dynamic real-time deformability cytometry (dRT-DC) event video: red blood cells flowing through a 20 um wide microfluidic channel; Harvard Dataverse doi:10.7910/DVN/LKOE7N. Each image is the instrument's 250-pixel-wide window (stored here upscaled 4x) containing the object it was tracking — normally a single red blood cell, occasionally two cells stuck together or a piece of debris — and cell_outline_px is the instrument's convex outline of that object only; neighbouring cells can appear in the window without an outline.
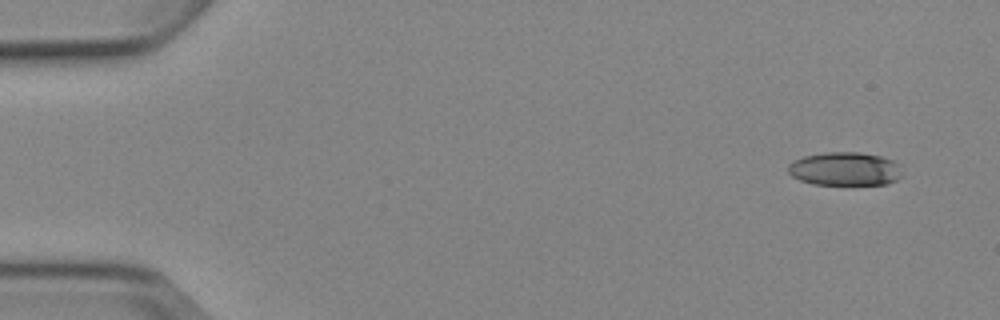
{"species": "Egyptian fruit bat (a non-hibernating species)", "species_latin": "Rousettus aegyptiacus", "temperature_condition": "cold", "stored_images_in_passage": 4, "camera_frame_rate_fps": 3000, "um_per_image_px": 0.085, "animal": {"sex": "female"}, "frame": {"image": 1, "passage_image": 1, "time_ms": 0.0, "image_size_px": [1000, 320], "cell_outline_px": [[904, 176], [888, 184], [812, 184], [800, 180], [792, 176], [788, 172], [788, 164], [804, 156], [828, 152], [860, 152], [880, 156], [892, 160], [900, 164]], "centroid_in_image_um": [71.87, 14.36], "position_along_channel_um": 13.1, "area_um2": 22.37}}
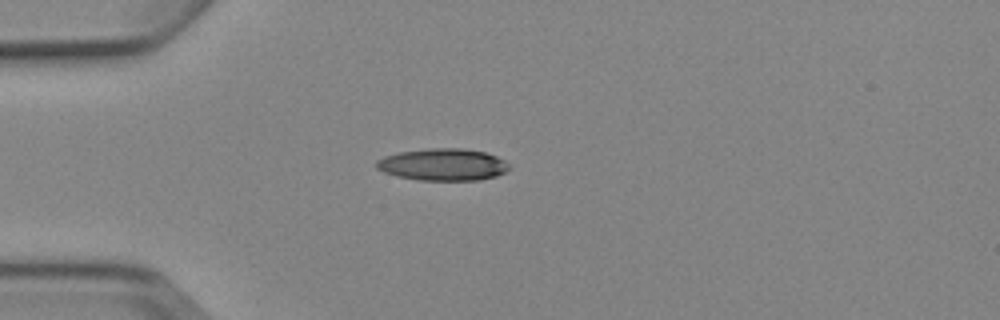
{"frame": {"image": 2, "passage_image": 4, "time_ms": 3.667, "image_size_px": [1000, 320], "cell_outline_px": [[512, 168], [496, 176], [480, 180], [420, 180], [396, 176], [384, 172], [376, 168], [376, 160], [384, 156], [400, 152], [428, 148], [464, 148], [484, 152], [496, 156], [504, 160]], "centroid_in_image_um": [37.65, 13.99], "position_along_channel_um": 47.3, "area_um2": 24.85}}